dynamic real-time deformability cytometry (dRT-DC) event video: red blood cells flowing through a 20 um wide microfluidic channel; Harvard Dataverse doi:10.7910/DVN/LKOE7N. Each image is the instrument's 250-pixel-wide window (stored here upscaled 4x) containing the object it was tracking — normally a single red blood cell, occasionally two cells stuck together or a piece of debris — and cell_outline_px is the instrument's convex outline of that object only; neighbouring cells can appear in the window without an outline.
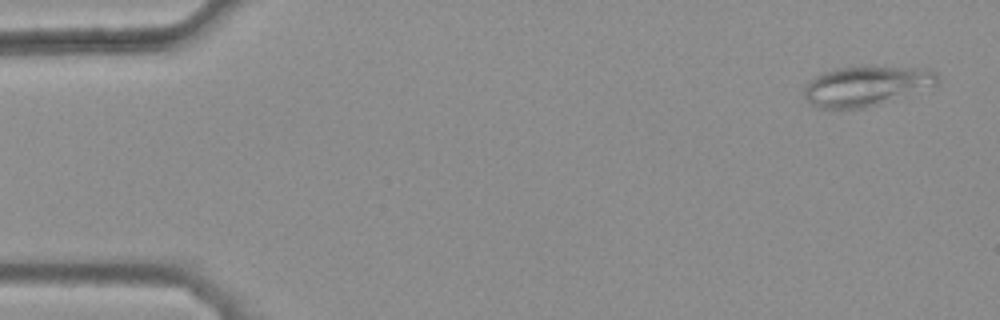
{"species": "common noctule bat (a hibernating species)", "species_latin": "Nyctalus noctula", "temperature_condition": "warm", "stored_images_in_passage": 46, "camera_frame_rate_fps": 3000, "um_per_image_px": 0.085, "animal": {"sex": "female", "body_mass_g": 25.1}, "frame": {"image": 1, "passage_image": 2, "time_ms": 0.333, "image_size_px": [1000, 320], "cell_outline_px": [[940, 76], [936, 84], [880, 104], [864, 108], [820, 108], [812, 104], [804, 96], [804, 88], [816, 76], [824, 72], [836, 68], [860, 64], [868, 64], [928, 68], [936, 72]], "centroid_in_image_um": [73.66, 7.24], "position_along_channel_um": 11.3, "area_um2": 31.44}}
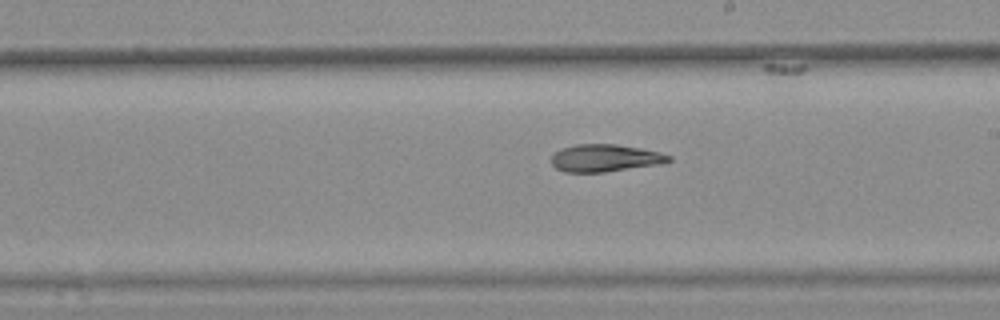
{"frame": {"image": 2, "passage_image": 29, "time_ms": 9.333, "image_size_px": [1000, 320], "cell_outline_px": [[672, 160], [664, 164], [604, 172], [564, 172], [556, 168], [552, 164], [552, 152], [560, 148], [576, 144], [616, 144], [640, 148], [660, 152], [672, 156]], "centroid_in_image_um": [51.44, 13.43], "position_along_channel_um": 237.6, "area_um2": 19.02}}
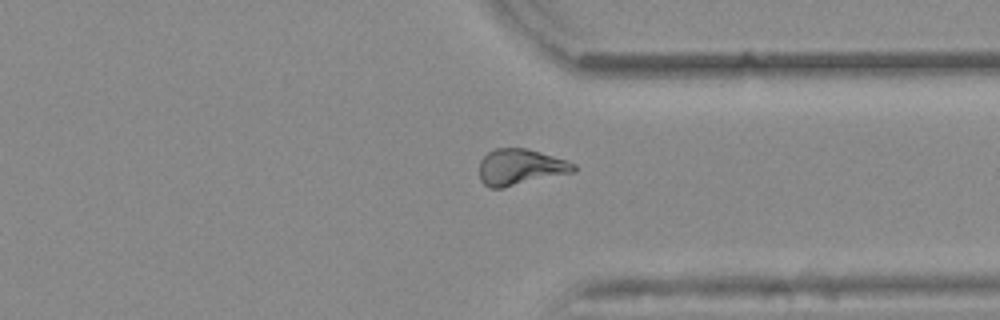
{"frame": {"image": 3, "passage_image": 39, "time_ms": 12.667, "image_size_px": [1000, 320], "cell_outline_px": [[576, 172], [500, 188], [488, 188], [480, 180], [480, 160], [488, 152], [496, 148], [528, 148], [568, 160], [576, 164]], "centroid_in_image_um": [44.26, 14.19], "position_along_channel_um": 367.1, "area_um2": 20.0}, "authors_computed_cell_mechanics": {"area_um2": 19.7965, "velocity_mm_per_s": 3.8991, "shape_relaxation_time_tau1_ms": null, "shape_relaxation_time_tau2_ms": 7.4267, "deformation_change_tau1": null, "deformation_change_tau2": 0.1499}}